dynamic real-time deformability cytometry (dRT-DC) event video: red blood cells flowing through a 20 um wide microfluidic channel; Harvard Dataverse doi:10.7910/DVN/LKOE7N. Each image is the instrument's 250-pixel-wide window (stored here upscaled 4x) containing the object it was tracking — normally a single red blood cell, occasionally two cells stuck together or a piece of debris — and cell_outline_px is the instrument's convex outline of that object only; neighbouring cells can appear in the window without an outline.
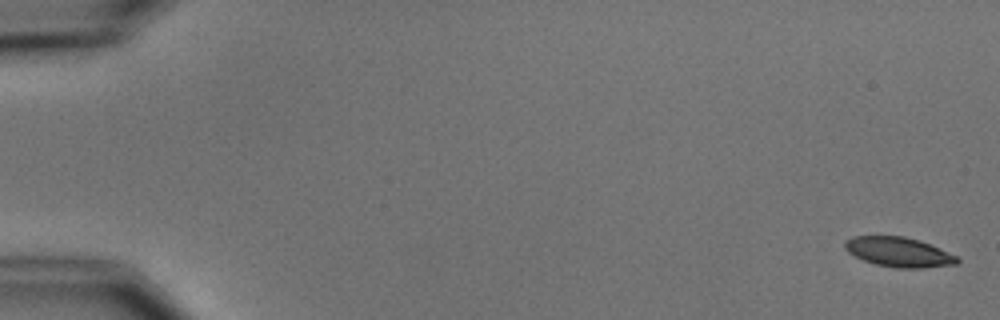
{"species": "common noctule bat (a hibernating species)", "species_latin": "Nyctalus noctula", "temperature_condition": "cold", "stored_images_in_passage": 7, "camera_frame_rate_fps": 3000, "um_per_image_px": 0.085, "animal": {"sex": "male", "body_mass_g": 15.6}, "frame": {"image": 1, "passage_image": 1, "time_ms": 0.0, "image_size_px": [1000, 320], "cell_outline_px": [[960, 260], [956, 264], [924, 268], [896, 268], [876, 264], [864, 260], [848, 252], [844, 248], [844, 240], [852, 236], [904, 236], [920, 240], [956, 256]], "centroid_in_image_um": [76.36, 21.42], "position_along_channel_um": 8.6, "area_um2": 19.36}}
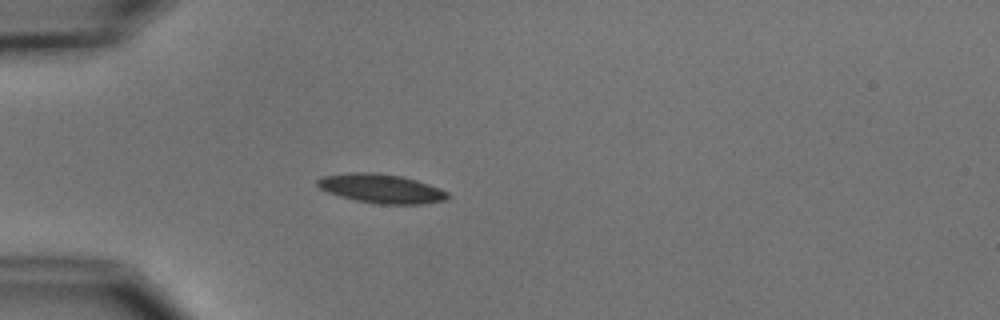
{"frame": {"image": 2, "passage_image": 5, "time_ms": 5.0, "image_size_px": [1000, 320], "cell_outline_px": [[452, 196], [444, 200], [424, 204], [380, 204], [356, 200], [340, 196], [328, 192], [320, 188], [316, 184], [316, 180], [324, 176], [348, 172], [376, 172], [400, 176], [416, 180], [440, 188], [448, 192]], "centroid_in_image_um": [32.42, 16.02], "position_along_channel_um": 52.6, "area_um2": 22.08}}